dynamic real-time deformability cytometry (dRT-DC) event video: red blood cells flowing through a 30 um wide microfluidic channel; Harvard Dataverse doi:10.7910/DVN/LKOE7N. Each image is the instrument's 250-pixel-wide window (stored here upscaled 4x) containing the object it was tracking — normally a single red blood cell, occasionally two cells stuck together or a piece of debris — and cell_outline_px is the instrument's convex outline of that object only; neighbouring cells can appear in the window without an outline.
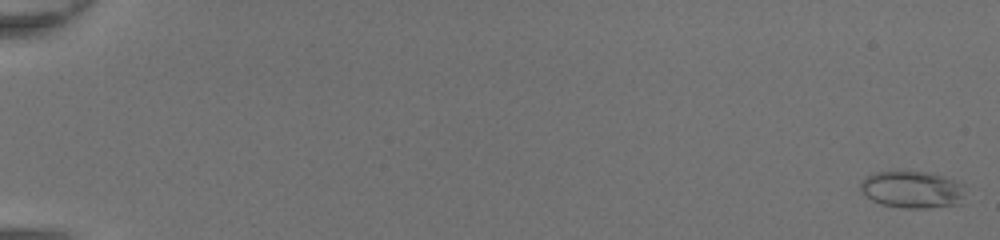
{"species": "common noctule bat (a hibernating species)", "species_latin": "Nyctalus noctula", "temperature_condition": "room temperature", "stored_images_in_passage": 50, "camera_frame_rate_fps": 3000, "um_per_image_px": 0.085, "animal": {"sex": "female", "body_mass_g": 20.0, "forearm_length_mm": 54.0}, "frame": {"image": 1, "passage_image": 2, "time_ms": 0.333, "image_size_px": [1000, 240], "cell_outline_px": [[964, 184], [960, 204], [928, 208], [904, 208], [880, 204], [872, 200], [860, 192], [860, 184], [868, 176], [876, 172], [924, 172], [944, 176]], "centroid_in_image_um": [77.52, 16.13], "position_along_channel_um": 7.5, "area_um2": 22.43}}
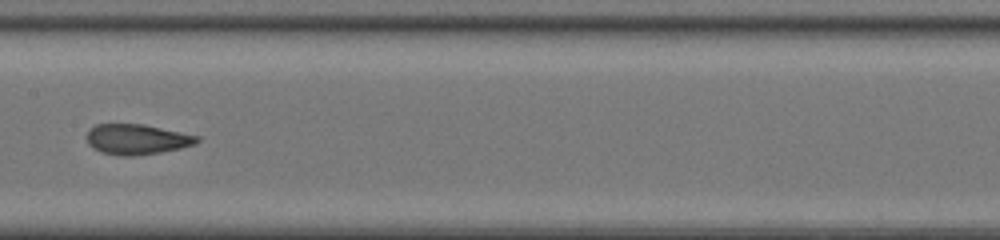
{"frame": {"image": 2, "passage_image": 29, "time_ms": 9.333, "image_size_px": [1000, 240], "cell_outline_px": [[200, 140], [196, 144], [180, 148], [160, 152], [132, 156], [120, 156], [100, 152], [92, 148], [88, 144], [88, 128], [96, 124], [144, 124], [200, 136]], "centroid_in_image_um": [11.63, 11.84], "position_along_channel_um": 195.8, "area_um2": 19.59}}
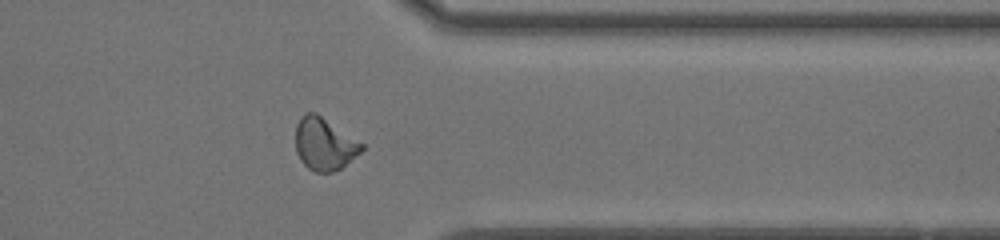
{"frame": {"image": 3, "passage_image": 42, "time_ms": 13.667, "image_size_px": [1000, 240], "cell_outline_px": [[364, 148], [360, 152], [340, 168], [332, 172], [316, 172], [308, 168], [300, 160], [296, 152], [296, 124], [300, 116], [304, 112], [316, 112], [364, 144]], "centroid_in_image_um": [27.54, 12.21], "position_along_channel_um": 383.9, "area_um2": 20.11}, "authors_computed_cell_mechanics": {"area_um2": 20.1433, "velocity_mm_per_s": 4.429, "shape_relaxation_time_tau1_ms": 6.2852, "shape_relaxation_time_tau2_ms": 0.9025, "deformation_change_tau1": 0.2112, "deformation_change_tau2": 0.0606}}